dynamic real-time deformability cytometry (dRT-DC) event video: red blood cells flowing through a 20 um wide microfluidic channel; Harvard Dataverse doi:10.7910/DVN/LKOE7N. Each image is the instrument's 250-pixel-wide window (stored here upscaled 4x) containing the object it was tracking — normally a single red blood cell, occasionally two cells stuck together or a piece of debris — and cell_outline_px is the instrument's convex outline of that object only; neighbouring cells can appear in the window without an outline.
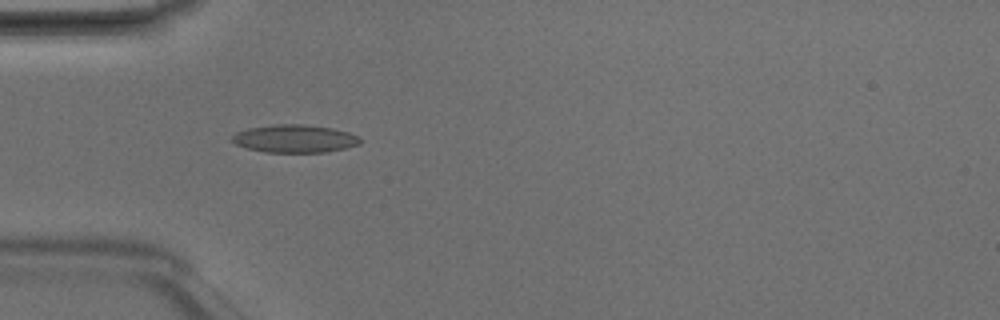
{"species": "Egyptian fruit bat (a non-hibernating species)", "species_latin": "Rousettus aegyptiacus", "temperature_condition": "room temperature", "stored_images_in_passage": 5, "camera_frame_rate_fps": 3000, "um_per_image_px": 0.085, "animal": {"sex": "male"}, "frame": {"image": 1, "passage_image": 3, "time_ms": 0.667, "image_size_px": [1000, 320], "cell_outline_px": [[360, 144], [344, 148], [324, 152], [264, 152], [248, 148], [236, 144], [232, 140], [232, 136], [236, 132], [248, 128], [276, 124], [304, 124], [332, 128], [348, 132], [360, 136]], "centroid_in_image_um": [25.05, 11.78], "position_along_channel_um": 59.9, "area_um2": 20.69}}